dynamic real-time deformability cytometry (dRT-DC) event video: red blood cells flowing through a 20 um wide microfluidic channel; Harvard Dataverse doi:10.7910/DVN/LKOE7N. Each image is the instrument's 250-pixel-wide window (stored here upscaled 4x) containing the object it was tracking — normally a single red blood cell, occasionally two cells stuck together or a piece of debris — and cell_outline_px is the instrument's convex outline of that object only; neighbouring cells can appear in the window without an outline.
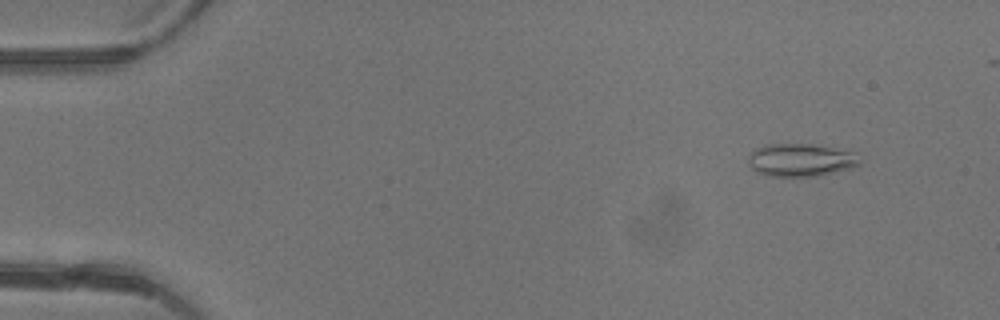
{"species": "common noctule bat (a hibernating species)", "species_latin": "Nyctalus noctula", "temperature_condition": "warm", "stored_images_in_passage": 48, "camera_frame_rate_fps": 3000, "um_per_image_px": 0.085, "animal": {"sex": "female"}, "frame": {"image": 1, "passage_image": 6, "time_ms": 1.667, "image_size_px": [1000, 320], "cell_outline_px": [[844, 164], [832, 168], [816, 172], [772, 172], [760, 168], [764, 152], [768, 148], [820, 148], [836, 152]], "centroid_in_image_um": [67.96, 13.6], "position_along_channel_um": 17.0, "area_um2": 12.43}}
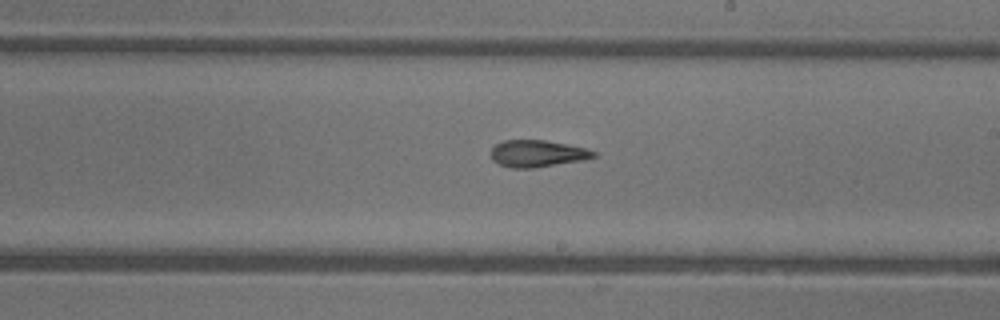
{"frame": {"image": 2, "passage_image": 29, "time_ms": 9.333, "image_size_px": [1000, 320], "cell_outline_px": [[592, 156], [572, 160], [548, 164], [504, 164], [496, 160], [492, 156], [492, 148], [496, 144], [508, 140], [540, 140], [580, 148], [592, 152]], "centroid_in_image_um": [45.56, 12.96], "position_along_channel_um": 243.4, "area_um2": 13.47}}
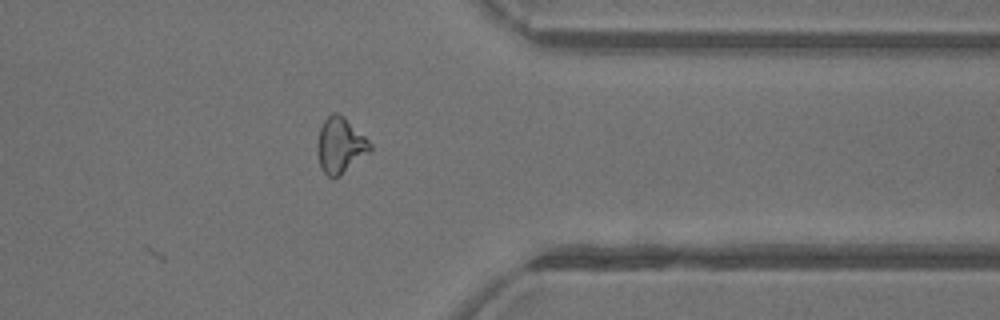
{"frame": {"image": 3, "passage_image": 39, "time_ms": 12.667, "image_size_px": [1000, 320], "cell_outline_px": [[372, 148], [336, 176], [332, 176], [320, 164], [320, 132], [324, 124], [332, 116], [340, 116]], "centroid_in_image_um": [28.91, 12.39], "position_along_channel_um": 382.5, "area_um2": 14.1}, "authors_computed_cell_mechanics": {"area_um2": 13.3229, "velocity_mm_per_s": 4.4419, "shape_relaxation_time_tau1_ms": null, "shape_relaxation_time_tau2_ms": 1.6358, "deformation_change_tau1": null, "deformation_change_tau2": 0.1049}}